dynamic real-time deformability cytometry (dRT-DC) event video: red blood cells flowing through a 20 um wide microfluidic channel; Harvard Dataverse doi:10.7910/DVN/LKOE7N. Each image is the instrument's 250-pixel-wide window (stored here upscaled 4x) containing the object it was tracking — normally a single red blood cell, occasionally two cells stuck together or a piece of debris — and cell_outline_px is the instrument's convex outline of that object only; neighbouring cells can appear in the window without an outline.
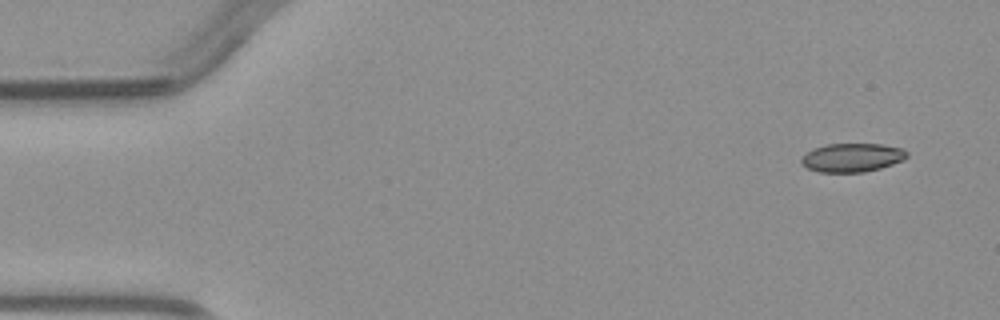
{"species": "common noctule bat (a hibernating species)", "species_latin": "Nyctalus noctula", "temperature_condition": "warm", "stored_images_in_passage": 3, "camera_frame_rate_fps": 3000, "um_per_image_px": 0.085, "animal": {"sex": "male", "body_mass_g": 23.1, "forearm_length_mm": 52.7}, "frame": {"image": 1, "passage_image": 1, "time_ms": 0.0, "image_size_px": [1000, 320], "cell_outline_px": [[908, 156], [904, 160], [880, 168], [864, 172], [820, 172], [808, 168], [800, 160], [808, 152], [816, 148], [828, 144], [884, 144], [904, 148], [908, 152]], "centroid_in_image_um": [72.51, 13.39], "position_along_channel_um": 12.5, "area_um2": 17.51}}